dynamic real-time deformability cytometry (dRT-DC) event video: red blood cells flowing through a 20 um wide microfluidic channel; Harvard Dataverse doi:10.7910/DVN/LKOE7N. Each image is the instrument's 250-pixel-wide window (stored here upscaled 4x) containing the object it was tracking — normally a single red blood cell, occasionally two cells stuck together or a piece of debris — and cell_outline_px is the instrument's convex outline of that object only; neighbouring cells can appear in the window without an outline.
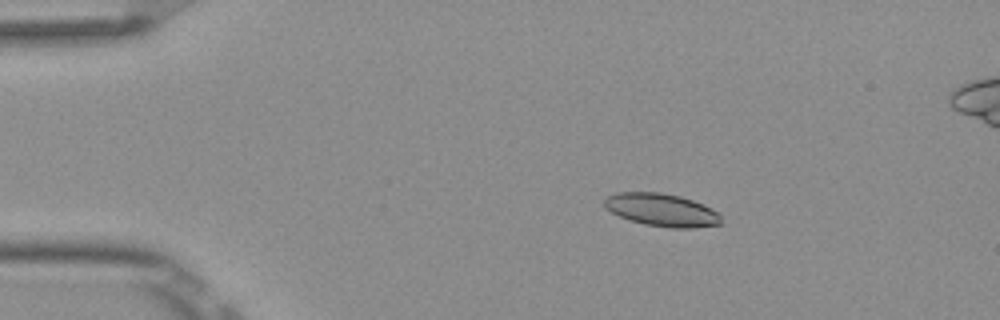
{"species": "Egyptian fruit bat (a non-hibernating species)", "species_latin": "Rousettus aegyptiacus", "temperature_condition": "room temperature", "stored_images_in_passage": 54, "camera_frame_rate_fps": 3000, "um_per_image_px": 0.085, "frame": {"image": 1, "passage_image": 10, "time_ms": 3.0, "image_size_px": [1000, 320], "cell_outline_px": [[720, 224], [692, 228], [668, 228], [644, 224], [628, 220], [604, 208], [604, 200], [608, 196], [616, 192], [660, 192], [680, 196], [704, 204], [712, 208], [720, 216]], "centroid_in_image_um": [56.22, 17.84], "position_along_channel_um": 28.8, "area_um2": 22.37}}
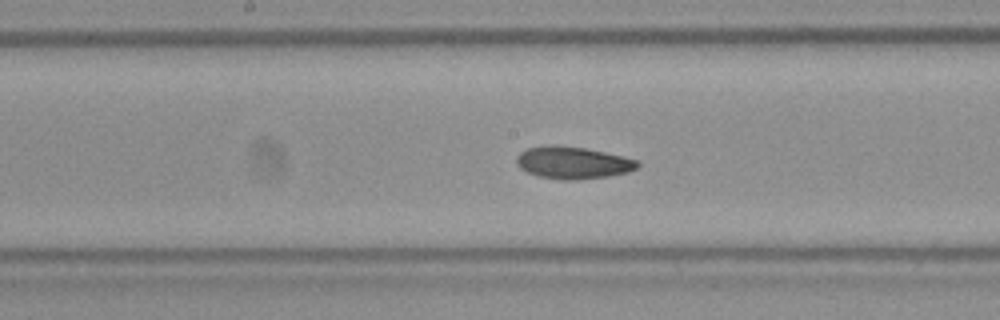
{"frame": {"image": 2, "passage_image": 28, "time_ms": 9.0, "image_size_px": [1000, 320], "cell_outline_px": [[640, 164], [636, 168], [628, 172], [608, 176], [576, 180], [560, 180], [540, 176], [528, 172], [520, 168], [516, 164], [516, 156], [524, 148], [548, 144], [552, 144], [584, 148], [624, 156], [640, 160]], "centroid_in_image_um": [48.67, 13.81], "position_along_channel_um": 199.5, "area_um2": 22.95}}
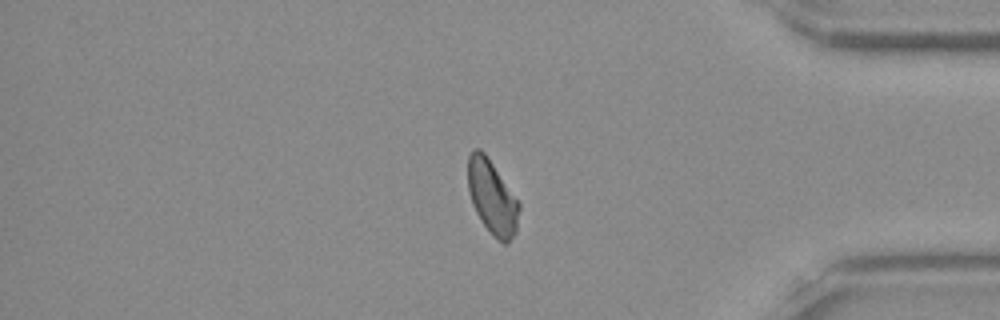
{"frame": {"image": 3, "passage_image": 45, "time_ms": 14.667, "image_size_px": [1000, 320], "cell_outline_px": [[520, 208], [516, 232], [508, 244], [504, 244], [492, 236], [480, 220], [472, 204], [468, 192], [468, 156], [472, 148], [480, 148], [484, 152], [520, 204]], "centroid_in_image_um": [41.82, 16.79], "position_along_channel_um": 393.4, "area_um2": 22.14}}